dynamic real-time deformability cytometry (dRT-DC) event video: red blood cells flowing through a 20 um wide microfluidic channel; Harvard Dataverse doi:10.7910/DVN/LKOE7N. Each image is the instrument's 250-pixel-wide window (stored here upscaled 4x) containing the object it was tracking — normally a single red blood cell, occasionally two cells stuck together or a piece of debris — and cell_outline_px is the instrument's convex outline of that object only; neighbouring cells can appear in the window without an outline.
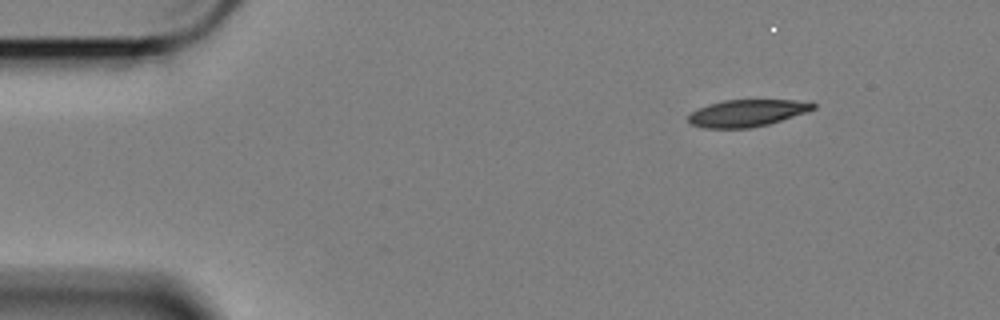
{"species": "Egyptian fruit bat (a non-hibernating species)", "species_latin": "Rousettus aegyptiacus", "temperature_condition": "cold", "stored_images_in_passage": 41, "camera_frame_rate_fps": 3000, "um_per_image_px": 0.085, "animal": {"sex": "female"}, "frame": {"image": 1, "passage_image": 1, "time_ms": 0.0, "image_size_px": [1000, 320], "cell_outline_px": [[816, 108], [808, 112], [768, 124], [748, 128], [704, 128], [688, 124], [688, 116], [692, 112], [708, 104], [724, 100], [812, 100], [816, 104]], "centroid_in_image_um": [63.54, 9.6], "position_along_channel_um": 21.5, "area_um2": 19.83}}
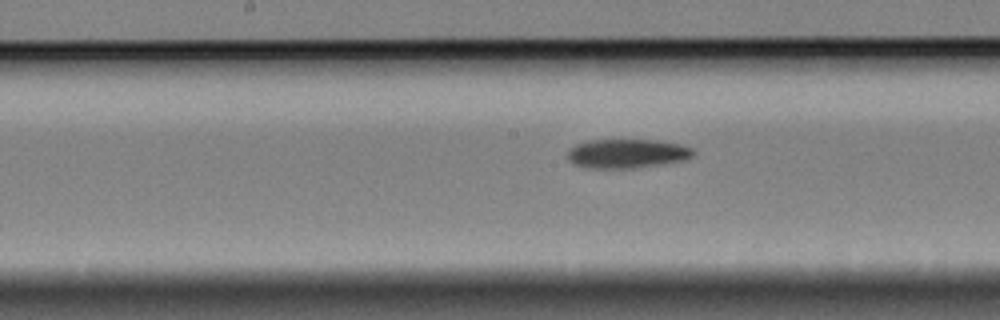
{"frame": {"image": 2, "passage_image": 23, "time_ms": 7.333, "image_size_px": [1000, 320], "cell_outline_px": [[696, 152], [692, 156], [680, 160], [636, 168], [584, 168], [568, 160], [568, 148], [576, 144], [588, 140], [656, 140], [676, 144], [692, 148]], "centroid_in_image_um": [53.22, 13.05], "position_along_channel_um": 195.0, "area_um2": 21.1}}
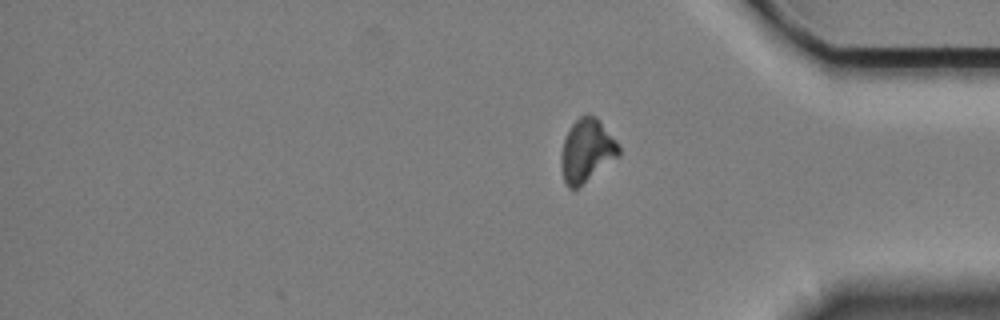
{"frame": {"image": 3, "passage_image": 41, "time_ms": 13.333, "image_size_px": [1000, 320], "cell_outline_px": [[620, 156], [576, 188], [568, 188], [564, 184], [560, 168], [560, 152], [564, 140], [572, 124], [584, 112], [588, 112], [596, 116], [600, 120], [620, 148]], "centroid_in_image_um": [49.84, 12.79], "position_along_channel_um": 385.4, "area_um2": 21.33}, "authors_computed_cell_mechanics": {"area_um2": 21.0392, "velocity_mm_per_s": 3.394, "shape_relaxation_time_tau1_ms": 4.2914, "shape_relaxation_time_tau2_ms": null, "deformation_change_tau1": 0.1356, "deformation_change_tau2": null}}